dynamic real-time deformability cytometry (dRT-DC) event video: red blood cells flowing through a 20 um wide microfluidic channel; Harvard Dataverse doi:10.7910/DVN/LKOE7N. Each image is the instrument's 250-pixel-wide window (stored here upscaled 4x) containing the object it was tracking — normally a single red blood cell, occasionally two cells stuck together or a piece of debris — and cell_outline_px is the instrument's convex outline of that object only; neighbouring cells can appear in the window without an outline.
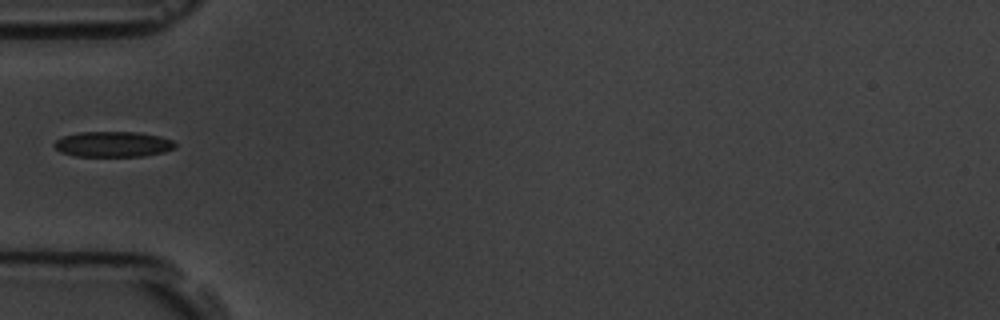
{"species": "common noctule bat (a hibernating species)", "species_latin": "Nyctalus noctula", "temperature_condition": "room temperature", "stored_images_in_passage": 4, "camera_frame_rate_fps": 3000, "um_per_image_px": 0.085, "animal": {"sex": "male", "body_mass_g": 19.5, "forearm_length_mm": 54.6}, "frame": {"image": 1, "passage_image": 4, "time_ms": 3.333, "image_size_px": [1000, 320], "cell_outline_px": [[176, 148], [164, 152], [144, 156], [76, 156], [60, 152], [52, 144], [56, 140], [64, 136], [80, 132], [136, 132], [160, 136], [172, 140], [176, 144]], "centroid_in_image_um": [9.62, 12.26], "position_along_channel_um": 75.4, "area_um2": 17.98}}